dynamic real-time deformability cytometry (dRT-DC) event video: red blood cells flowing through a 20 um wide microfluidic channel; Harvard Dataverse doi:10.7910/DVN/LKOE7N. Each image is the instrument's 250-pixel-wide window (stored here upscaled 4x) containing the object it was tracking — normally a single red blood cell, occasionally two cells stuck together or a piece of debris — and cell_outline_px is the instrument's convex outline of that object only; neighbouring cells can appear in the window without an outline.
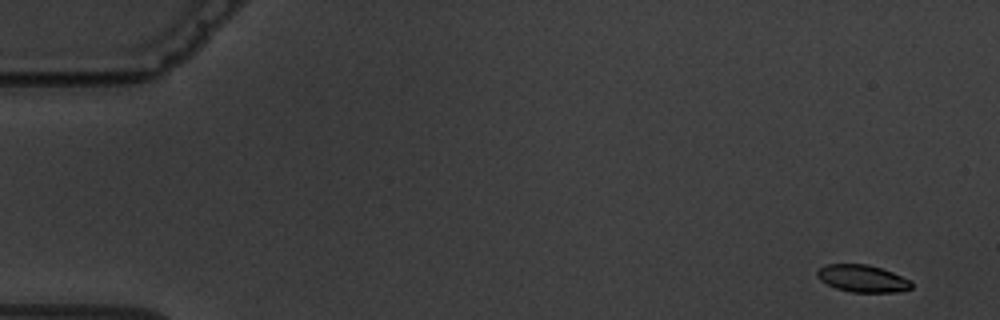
{"species": "common noctule bat (a hibernating species)", "species_latin": "Nyctalus noctula", "temperature_condition": "warm", "stored_images_in_passage": 5, "camera_frame_rate_fps": 3000, "um_per_image_px": 0.085, "animal": {"sex": "male", "body_mass_g": 19.5, "forearm_length_mm": 54.6}, "frame": {"image": 1, "passage_image": 1, "time_ms": 0.0, "image_size_px": [1000, 320], "cell_outline_px": [[912, 288], [896, 292], [852, 292], [836, 288], [820, 280], [816, 276], [816, 272], [820, 268], [828, 264], [868, 264], [892, 272], [912, 280]], "centroid_in_image_um": [73.32, 23.67], "position_along_channel_um": 11.7, "area_um2": 14.91}}
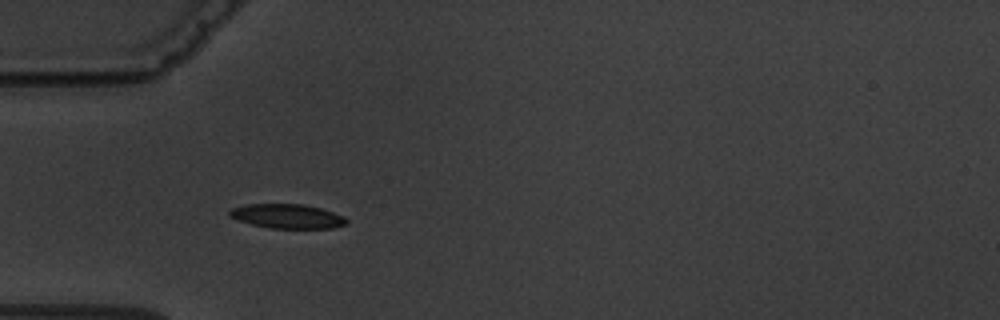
{"frame": {"image": 2, "passage_image": 5, "time_ms": 5.0, "image_size_px": [1000, 320], "cell_outline_px": [[348, 224], [332, 228], [268, 228], [252, 224], [228, 216], [228, 212], [232, 208], [244, 204], [304, 204], [320, 208], [344, 216], [348, 220]], "centroid_in_image_um": [24.43, 18.38], "position_along_channel_um": 60.6, "area_um2": 16.59}}